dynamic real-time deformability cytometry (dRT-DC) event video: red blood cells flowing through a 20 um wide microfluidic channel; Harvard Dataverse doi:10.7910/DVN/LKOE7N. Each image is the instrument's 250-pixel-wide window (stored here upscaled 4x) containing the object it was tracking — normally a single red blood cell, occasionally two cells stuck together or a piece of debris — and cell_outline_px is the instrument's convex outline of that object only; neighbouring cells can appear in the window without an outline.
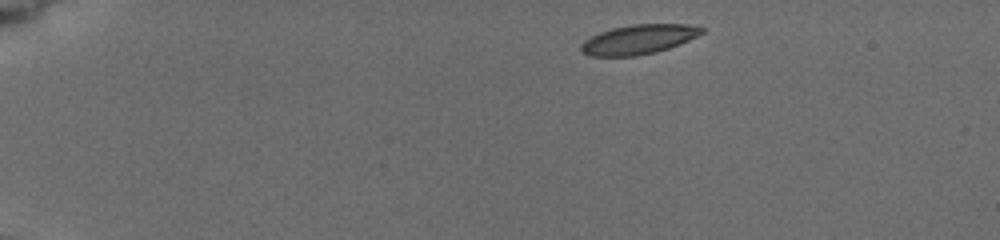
{"species": "common noctule bat (a hibernating species)", "species_latin": "Nyctalus noctula", "temperature_condition": "cold", "stored_images_in_passage": 5, "camera_frame_rate_fps": 3000, "um_per_image_px": 0.085, "animal": {"sex": "female", "body_mass_g": 19.5, "forearm_length_mm": 54.1}, "frame": {"image": 1, "passage_image": 1, "time_ms": 0.0, "image_size_px": [1000, 240], "cell_outline_px": [[704, 32], [680, 44], [656, 52], [636, 56], [588, 56], [580, 52], [580, 44], [584, 40], [600, 32], [612, 28], [632, 24], [688, 24], [704, 28]], "centroid_in_image_um": [54.24, 3.35], "position_along_channel_um": 30.8, "area_um2": 20.81}}
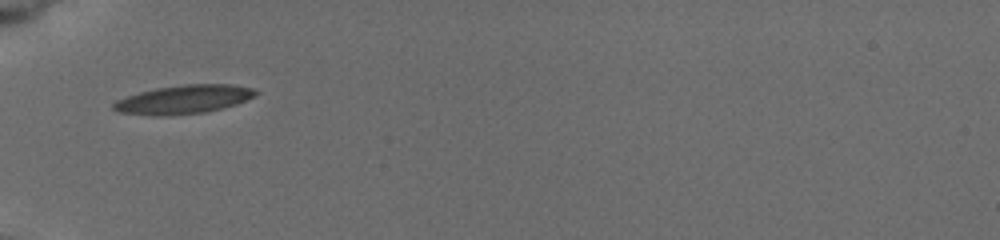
{"frame": {"image": 2, "passage_image": 4, "time_ms": 3.333, "image_size_px": [1000, 240], "cell_outline_px": [[260, 92], [256, 96], [236, 104], [204, 112], [172, 116], [152, 116], [120, 112], [112, 108], [112, 104], [116, 100], [140, 92], [156, 88], [184, 84], [232, 84], [252, 88]], "centroid_in_image_um": [15.62, 8.45], "position_along_channel_um": 69.4, "area_um2": 23.81}}